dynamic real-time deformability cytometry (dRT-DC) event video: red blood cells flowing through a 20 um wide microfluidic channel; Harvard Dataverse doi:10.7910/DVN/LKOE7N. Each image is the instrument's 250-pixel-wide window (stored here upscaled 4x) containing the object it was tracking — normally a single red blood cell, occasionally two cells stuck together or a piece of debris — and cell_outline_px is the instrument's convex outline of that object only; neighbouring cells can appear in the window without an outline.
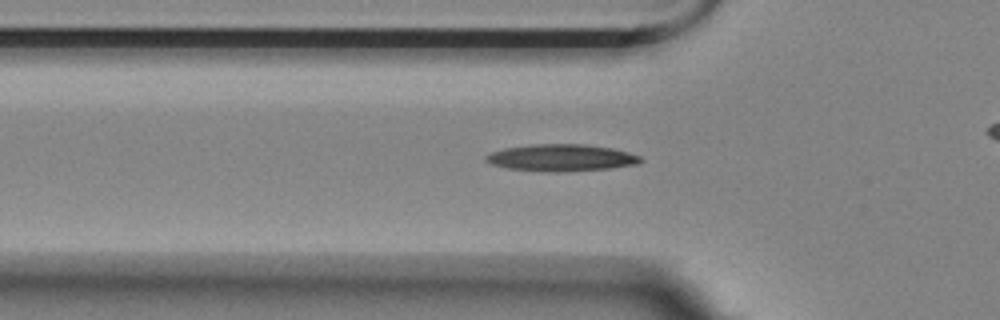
{"species": "Egyptian fruit bat (a non-hibernating species)", "species_latin": "Rousettus aegyptiacus", "temperature_condition": "room temperature", "stored_images_in_passage": 40, "camera_frame_rate_fps": 3000, "um_per_image_px": 0.085, "animal": {"sex": "female"}, "frame": {"image": 1, "passage_image": 12, "time_ms": 3.667, "image_size_px": [1000, 320], "cell_outline_px": [[644, 160], [640, 164], [608, 168], [556, 172], [548, 172], [508, 168], [492, 164], [484, 160], [484, 156], [492, 152], [504, 148], [532, 144], [584, 144], [612, 148], [628, 152], [640, 156]], "centroid_in_image_um": [47.72, 13.4], "position_along_channel_um": 78.1, "area_um2": 24.22}}
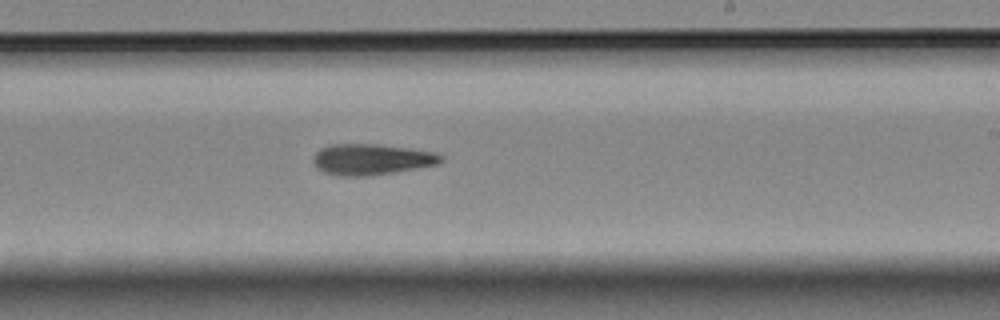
{"frame": {"image": 2, "passage_image": 27, "time_ms": 8.667, "image_size_px": [1000, 320], "cell_outline_px": [[444, 160], [436, 164], [416, 168], [372, 176], [336, 176], [324, 172], [316, 168], [312, 164], [312, 156], [320, 148], [332, 144], [380, 144], [436, 152], [444, 156]], "centroid_in_image_um": [31.53, 13.55], "position_along_channel_um": 257.5, "area_um2": 23.35}}
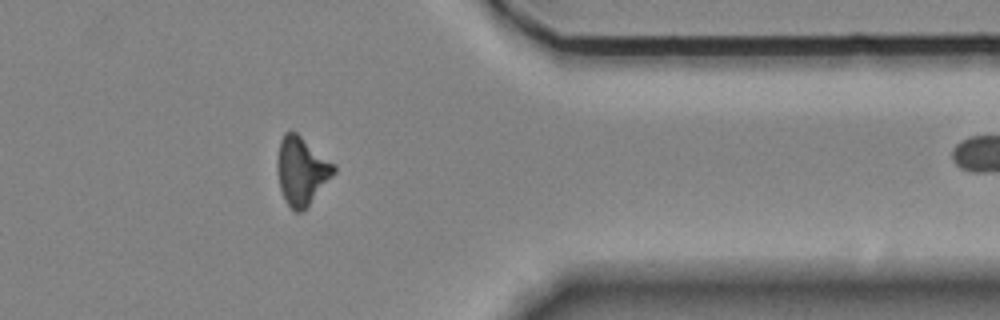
{"frame": {"image": 3, "passage_image": 39, "time_ms": 12.667, "image_size_px": [1000, 320], "cell_outline_px": [[336, 172], [304, 212], [296, 212], [284, 200], [280, 188], [276, 172], [276, 164], [280, 140], [284, 132], [296, 132], [336, 164]], "centroid_in_image_um": [25.64, 14.53], "position_along_channel_um": 385.8, "area_um2": 22.77}}